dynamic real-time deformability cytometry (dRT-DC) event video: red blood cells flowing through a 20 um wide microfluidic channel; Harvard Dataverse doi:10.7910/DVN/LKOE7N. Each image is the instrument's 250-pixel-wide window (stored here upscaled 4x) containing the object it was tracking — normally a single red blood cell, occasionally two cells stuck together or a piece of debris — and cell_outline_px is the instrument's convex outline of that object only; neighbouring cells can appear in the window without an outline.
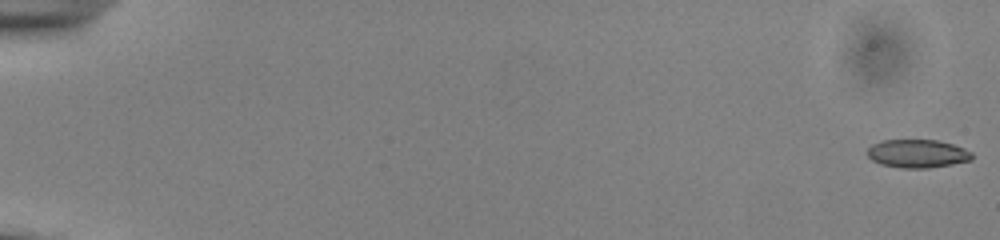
{"species": "common noctule bat (a hibernating species)", "species_latin": "Nyctalus noctula", "temperature_condition": "cold", "stored_images_in_passage": 55, "camera_frame_rate_fps": 3000, "um_per_image_px": 0.085, "animal": {"sex": "male", "body_mass_g": 13.0, "forearm_length_mm": 53.1}, "frame": {"image": 1, "passage_image": 1, "time_ms": 0.0, "image_size_px": [1000, 240], "cell_outline_px": [[972, 160], [952, 164], [928, 168], [900, 168], [880, 164], [872, 160], [868, 156], [868, 148], [872, 144], [884, 140], [936, 140], [952, 144], [964, 148], [972, 152]], "centroid_in_image_um": [77.98, 13.06], "position_along_channel_um": 7.0, "area_um2": 17.22}}
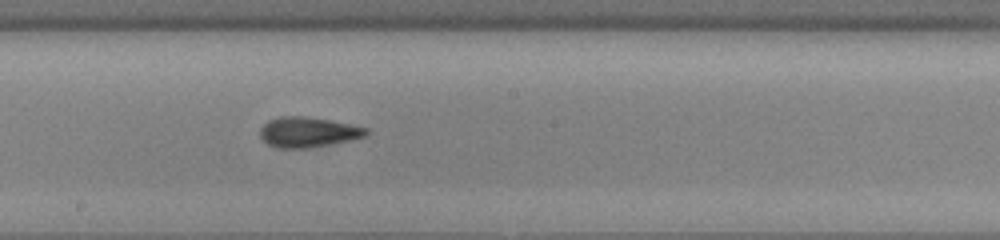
{"frame": {"image": 2, "passage_image": 32, "time_ms": 10.333, "image_size_px": [1000, 240], "cell_outline_px": [[368, 132], [364, 136], [352, 140], [308, 148], [276, 148], [268, 144], [260, 136], [260, 128], [268, 120], [280, 116], [304, 116], [328, 120], [368, 128]], "centroid_in_image_um": [26.15, 11.23], "position_along_channel_um": 222.1, "area_um2": 18.55}}
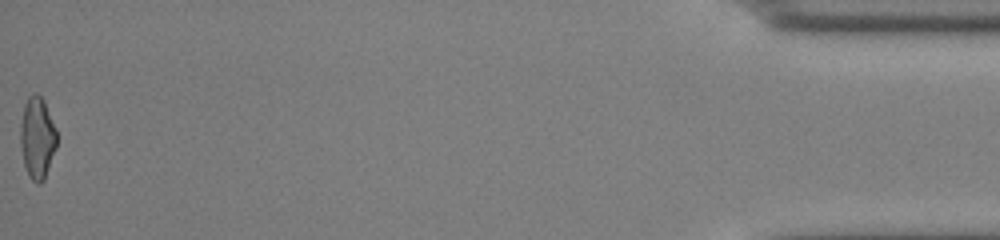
{"frame": {"image": 3, "passage_image": 55, "time_ms": 18.0, "image_size_px": [1000, 240], "cell_outline_px": [[56, 148], [44, 180], [40, 184], [36, 184], [28, 176], [24, 164], [20, 144], [20, 124], [24, 104], [28, 96], [36, 92], [44, 100], [56, 128]], "centroid_in_image_um": [3.16, 11.72], "position_along_channel_um": 432.0, "area_um2": 17.51}, "authors_computed_cell_mechanics": {"area_um2": 17.7446, "velocity_mm_per_s": 3.9038, "shape_relaxation_time_tau1_ms": 3.4097, "shape_relaxation_time_tau2_ms": 1.3561, "deformation_change_tau1": 0.1238, "deformation_change_tau2": 0.0848}}